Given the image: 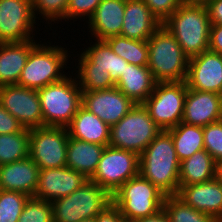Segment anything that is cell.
<instances>
[{"instance_id":"12","label":"cell","mask_w":222,"mask_h":222,"mask_svg":"<svg viewBox=\"0 0 222 222\" xmlns=\"http://www.w3.org/2000/svg\"><path fill=\"white\" fill-rule=\"evenodd\" d=\"M36 21L31 0H0V43L33 40Z\"/></svg>"},{"instance_id":"1","label":"cell","mask_w":222,"mask_h":222,"mask_svg":"<svg viewBox=\"0 0 222 222\" xmlns=\"http://www.w3.org/2000/svg\"><path fill=\"white\" fill-rule=\"evenodd\" d=\"M180 161L171 134L162 130L139 155V174L167 195L179 191Z\"/></svg>"},{"instance_id":"25","label":"cell","mask_w":222,"mask_h":222,"mask_svg":"<svg viewBox=\"0 0 222 222\" xmlns=\"http://www.w3.org/2000/svg\"><path fill=\"white\" fill-rule=\"evenodd\" d=\"M66 128L69 137L104 146L109 144L110 127L82 105Z\"/></svg>"},{"instance_id":"14","label":"cell","mask_w":222,"mask_h":222,"mask_svg":"<svg viewBox=\"0 0 222 222\" xmlns=\"http://www.w3.org/2000/svg\"><path fill=\"white\" fill-rule=\"evenodd\" d=\"M81 105L111 127L118 123L135 103L115 86L103 90L82 91Z\"/></svg>"},{"instance_id":"7","label":"cell","mask_w":222,"mask_h":222,"mask_svg":"<svg viewBox=\"0 0 222 222\" xmlns=\"http://www.w3.org/2000/svg\"><path fill=\"white\" fill-rule=\"evenodd\" d=\"M165 194L140 174L129 179L112 194V202L125 220L156 214L163 208Z\"/></svg>"},{"instance_id":"24","label":"cell","mask_w":222,"mask_h":222,"mask_svg":"<svg viewBox=\"0 0 222 222\" xmlns=\"http://www.w3.org/2000/svg\"><path fill=\"white\" fill-rule=\"evenodd\" d=\"M156 83L147 66L127 63L115 86L135 104H143L152 94Z\"/></svg>"},{"instance_id":"31","label":"cell","mask_w":222,"mask_h":222,"mask_svg":"<svg viewBox=\"0 0 222 222\" xmlns=\"http://www.w3.org/2000/svg\"><path fill=\"white\" fill-rule=\"evenodd\" d=\"M163 209L171 222H219L214 216L195 210L177 195L165 196Z\"/></svg>"},{"instance_id":"20","label":"cell","mask_w":222,"mask_h":222,"mask_svg":"<svg viewBox=\"0 0 222 222\" xmlns=\"http://www.w3.org/2000/svg\"><path fill=\"white\" fill-rule=\"evenodd\" d=\"M39 167L30 158L0 166V190L21 192L29 197L36 193Z\"/></svg>"},{"instance_id":"2","label":"cell","mask_w":222,"mask_h":222,"mask_svg":"<svg viewBox=\"0 0 222 222\" xmlns=\"http://www.w3.org/2000/svg\"><path fill=\"white\" fill-rule=\"evenodd\" d=\"M162 25L189 58L209 50L211 21L206 5L182 3Z\"/></svg>"},{"instance_id":"13","label":"cell","mask_w":222,"mask_h":222,"mask_svg":"<svg viewBox=\"0 0 222 222\" xmlns=\"http://www.w3.org/2000/svg\"><path fill=\"white\" fill-rule=\"evenodd\" d=\"M0 105L26 129L43 127L38 90L17 84L0 86Z\"/></svg>"},{"instance_id":"18","label":"cell","mask_w":222,"mask_h":222,"mask_svg":"<svg viewBox=\"0 0 222 222\" xmlns=\"http://www.w3.org/2000/svg\"><path fill=\"white\" fill-rule=\"evenodd\" d=\"M177 196L195 210L222 220V181L217 177L203 183L179 185Z\"/></svg>"},{"instance_id":"47","label":"cell","mask_w":222,"mask_h":222,"mask_svg":"<svg viewBox=\"0 0 222 222\" xmlns=\"http://www.w3.org/2000/svg\"><path fill=\"white\" fill-rule=\"evenodd\" d=\"M121 222H134V221L123 219Z\"/></svg>"},{"instance_id":"40","label":"cell","mask_w":222,"mask_h":222,"mask_svg":"<svg viewBox=\"0 0 222 222\" xmlns=\"http://www.w3.org/2000/svg\"><path fill=\"white\" fill-rule=\"evenodd\" d=\"M123 219L119 208L111 202L95 217V222H121Z\"/></svg>"},{"instance_id":"8","label":"cell","mask_w":222,"mask_h":222,"mask_svg":"<svg viewBox=\"0 0 222 222\" xmlns=\"http://www.w3.org/2000/svg\"><path fill=\"white\" fill-rule=\"evenodd\" d=\"M161 131L146 107L135 104L118 123L110 127L108 146L140 155Z\"/></svg>"},{"instance_id":"43","label":"cell","mask_w":222,"mask_h":222,"mask_svg":"<svg viewBox=\"0 0 222 222\" xmlns=\"http://www.w3.org/2000/svg\"><path fill=\"white\" fill-rule=\"evenodd\" d=\"M134 222H171L169 216L162 208L159 212H157L154 215L144 217L141 219H138Z\"/></svg>"},{"instance_id":"4","label":"cell","mask_w":222,"mask_h":222,"mask_svg":"<svg viewBox=\"0 0 222 222\" xmlns=\"http://www.w3.org/2000/svg\"><path fill=\"white\" fill-rule=\"evenodd\" d=\"M38 42L30 51L27 62L21 71L19 86L40 89L58 82L67 76L64 69L72 54L64 46ZM46 45H45V44ZM51 45V46H50ZM68 58V59H67Z\"/></svg>"},{"instance_id":"26","label":"cell","mask_w":222,"mask_h":222,"mask_svg":"<svg viewBox=\"0 0 222 222\" xmlns=\"http://www.w3.org/2000/svg\"><path fill=\"white\" fill-rule=\"evenodd\" d=\"M106 146L69 137L66 166L90 179L98 166Z\"/></svg>"},{"instance_id":"27","label":"cell","mask_w":222,"mask_h":222,"mask_svg":"<svg viewBox=\"0 0 222 222\" xmlns=\"http://www.w3.org/2000/svg\"><path fill=\"white\" fill-rule=\"evenodd\" d=\"M217 162L204 149L180 162L179 185L210 181L216 177Z\"/></svg>"},{"instance_id":"3","label":"cell","mask_w":222,"mask_h":222,"mask_svg":"<svg viewBox=\"0 0 222 222\" xmlns=\"http://www.w3.org/2000/svg\"><path fill=\"white\" fill-rule=\"evenodd\" d=\"M148 41V65L155 81H186L189 57L175 37L161 25Z\"/></svg>"},{"instance_id":"16","label":"cell","mask_w":222,"mask_h":222,"mask_svg":"<svg viewBox=\"0 0 222 222\" xmlns=\"http://www.w3.org/2000/svg\"><path fill=\"white\" fill-rule=\"evenodd\" d=\"M87 180L83 174L67 166L41 169L34 197L52 202L73 193Z\"/></svg>"},{"instance_id":"11","label":"cell","mask_w":222,"mask_h":222,"mask_svg":"<svg viewBox=\"0 0 222 222\" xmlns=\"http://www.w3.org/2000/svg\"><path fill=\"white\" fill-rule=\"evenodd\" d=\"M69 133L66 127L29 129V157L39 169L66 167Z\"/></svg>"},{"instance_id":"36","label":"cell","mask_w":222,"mask_h":222,"mask_svg":"<svg viewBox=\"0 0 222 222\" xmlns=\"http://www.w3.org/2000/svg\"><path fill=\"white\" fill-rule=\"evenodd\" d=\"M204 148L216 162L222 159V120L203 127Z\"/></svg>"},{"instance_id":"32","label":"cell","mask_w":222,"mask_h":222,"mask_svg":"<svg viewBox=\"0 0 222 222\" xmlns=\"http://www.w3.org/2000/svg\"><path fill=\"white\" fill-rule=\"evenodd\" d=\"M78 69V70H77ZM76 76L81 91H96L115 87L110 72L102 68H76Z\"/></svg>"},{"instance_id":"46","label":"cell","mask_w":222,"mask_h":222,"mask_svg":"<svg viewBox=\"0 0 222 222\" xmlns=\"http://www.w3.org/2000/svg\"><path fill=\"white\" fill-rule=\"evenodd\" d=\"M80 222H95V218L84 219V220H81Z\"/></svg>"},{"instance_id":"15","label":"cell","mask_w":222,"mask_h":222,"mask_svg":"<svg viewBox=\"0 0 222 222\" xmlns=\"http://www.w3.org/2000/svg\"><path fill=\"white\" fill-rule=\"evenodd\" d=\"M186 83L189 89L222 95V55L207 50L189 58Z\"/></svg>"},{"instance_id":"28","label":"cell","mask_w":222,"mask_h":222,"mask_svg":"<svg viewBox=\"0 0 222 222\" xmlns=\"http://www.w3.org/2000/svg\"><path fill=\"white\" fill-rule=\"evenodd\" d=\"M173 139L176 155L181 162L195 152L204 150L203 127L180 122L167 130Z\"/></svg>"},{"instance_id":"10","label":"cell","mask_w":222,"mask_h":222,"mask_svg":"<svg viewBox=\"0 0 222 222\" xmlns=\"http://www.w3.org/2000/svg\"><path fill=\"white\" fill-rule=\"evenodd\" d=\"M138 174L139 155L132 151L106 146L90 179L112 195Z\"/></svg>"},{"instance_id":"33","label":"cell","mask_w":222,"mask_h":222,"mask_svg":"<svg viewBox=\"0 0 222 222\" xmlns=\"http://www.w3.org/2000/svg\"><path fill=\"white\" fill-rule=\"evenodd\" d=\"M28 199L21 192L0 190V222H18Z\"/></svg>"},{"instance_id":"44","label":"cell","mask_w":222,"mask_h":222,"mask_svg":"<svg viewBox=\"0 0 222 222\" xmlns=\"http://www.w3.org/2000/svg\"><path fill=\"white\" fill-rule=\"evenodd\" d=\"M209 0H181L183 4L206 5Z\"/></svg>"},{"instance_id":"42","label":"cell","mask_w":222,"mask_h":222,"mask_svg":"<svg viewBox=\"0 0 222 222\" xmlns=\"http://www.w3.org/2000/svg\"><path fill=\"white\" fill-rule=\"evenodd\" d=\"M206 7L211 24H222V0H209Z\"/></svg>"},{"instance_id":"29","label":"cell","mask_w":222,"mask_h":222,"mask_svg":"<svg viewBox=\"0 0 222 222\" xmlns=\"http://www.w3.org/2000/svg\"><path fill=\"white\" fill-rule=\"evenodd\" d=\"M111 50L127 61V63L148 65V41L130 39L123 36H113L105 40Z\"/></svg>"},{"instance_id":"17","label":"cell","mask_w":222,"mask_h":222,"mask_svg":"<svg viewBox=\"0 0 222 222\" xmlns=\"http://www.w3.org/2000/svg\"><path fill=\"white\" fill-rule=\"evenodd\" d=\"M220 120H222V95L188 88L182 122L205 127Z\"/></svg>"},{"instance_id":"23","label":"cell","mask_w":222,"mask_h":222,"mask_svg":"<svg viewBox=\"0 0 222 222\" xmlns=\"http://www.w3.org/2000/svg\"><path fill=\"white\" fill-rule=\"evenodd\" d=\"M37 40L0 43V86L18 84L29 53Z\"/></svg>"},{"instance_id":"35","label":"cell","mask_w":222,"mask_h":222,"mask_svg":"<svg viewBox=\"0 0 222 222\" xmlns=\"http://www.w3.org/2000/svg\"><path fill=\"white\" fill-rule=\"evenodd\" d=\"M18 222H53L51 202L29 197Z\"/></svg>"},{"instance_id":"9","label":"cell","mask_w":222,"mask_h":222,"mask_svg":"<svg viewBox=\"0 0 222 222\" xmlns=\"http://www.w3.org/2000/svg\"><path fill=\"white\" fill-rule=\"evenodd\" d=\"M187 90L186 81L158 82L143 103L150 117L162 130L182 122Z\"/></svg>"},{"instance_id":"6","label":"cell","mask_w":222,"mask_h":222,"mask_svg":"<svg viewBox=\"0 0 222 222\" xmlns=\"http://www.w3.org/2000/svg\"><path fill=\"white\" fill-rule=\"evenodd\" d=\"M112 202V195L88 179L73 193L51 202L53 222H80L95 218Z\"/></svg>"},{"instance_id":"37","label":"cell","mask_w":222,"mask_h":222,"mask_svg":"<svg viewBox=\"0 0 222 222\" xmlns=\"http://www.w3.org/2000/svg\"><path fill=\"white\" fill-rule=\"evenodd\" d=\"M101 1L102 0H69L66 9V22L70 19L73 20L74 23L75 19L81 20L82 17V19H84L83 21L87 18L89 20Z\"/></svg>"},{"instance_id":"41","label":"cell","mask_w":222,"mask_h":222,"mask_svg":"<svg viewBox=\"0 0 222 222\" xmlns=\"http://www.w3.org/2000/svg\"><path fill=\"white\" fill-rule=\"evenodd\" d=\"M209 50L222 55V24H211Z\"/></svg>"},{"instance_id":"30","label":"cell","mask_w":222,"mask_h":222,"mask_svg":"<svg viewBox=\"0 0 222 222\" xmlns=\"http://www.w3.org/2000/svg\"><path fill=\"white\" fill-rule=\"evenodd\" d=\"M29 157V129L0 134V166Z\"/></svg>"},{"instance_id":"19","label":"cell","mask_w":222,"mask_h":222,"mask_svg":"<svg viewBox=\"0 0 222 222\" xmlns=\"http://www.w3.org/2000/svg\"><path fill=\"white\" fill-rule=\"evenodd\" d=\"M126 0H102L89 20L88 32L93 40L106 39L121 34Z\"/></svg>"},{"instance_id":"5","label":"cell","mask_w":222,"mask_h":222,"mask_svg":"<svg viewBox=\"0 0 222 222\" xmlns=\"http://www.w3.org/2000/svg\"><path fill=\"white\" fill-rule=\"evenodd\" d=\"M66 74L62 80L38 89L43 126L67 127L82 104L76 77Z\"/></svg>"},{"instance_id":"34","label":"cell","mask_w":222,"mask_h":222,"mask_svg":"<svg viewBox=\"0 0 222 222\" xmlns=\"http://www.w3.org/2000/svg\"><path fill=\"white\" fill-rule=\"evenodd\" d=\"M68 2L69 0H31L35 18L39 17L38 20L43 21L45 19L47 24H51L52 22L58 23L56 21L62 22V20L66 22ZM40 17L43 19H40Z\"/></svg>"},{"instance_id":"22","label":"cell","mask_w":222,"mask_h":222,"mask_svg":"<svg viewBox=\"0 0 222 222\" xmlns=\"http://www.w3.org/2000/svg\"><path fill=\"white\" fill-rule=\"evenodd\" d=\"M90 46L73 57H78L76 68H102L108 70L112 81L116 84L125 70L127 61L115 54L105 41L94 40ZM93 43V44H92Z\"/></svg>"},{"instance_id":"21","label":"cell","mask_w":222,"mask_h":222,"mask_svg":"<svg viewBox=\"0 0 222 222\" xmlns=\"http://www.w3.org/2000/svg\"><path fill=\"white\" fill-rule=\"evenodd\" d=\"M161 25L143 0H126L120 36L148 40Z\"/></svg>"},{"instance_id":"39","label":"cell","mask_w":222,"mask_h":222,"mask_svg":"<svg viewBox=\"0 0 222 222\" xmlns=\"http://www.w3.org/2000/svg\"><path fill=\"white\" fill-rule=\"evenodd\" d=\"M23 128L19 121L0 105V134L17 133Z\"/></svg>"},{"instance_id":"45","label":"cell","mask_w":222,"mask_h":222,"mask_svg":"<svg viewBox=\"0 0 222 222\" xmlns=\"http://www.w3.org/2000/svg\"><path fill=\"white\" fill-rule=\"evenodd\" d=\"M216 177L222 181V159L217 162L216 165Z\"/></svg>"},{"instance_id":"38","label":"cell","mask_w":222,"mask_h":222,"mask_svg":"<svg viewBox=\"0 0 222 222\" xmlns=\"http://www.w3.org/2000/svg\"><path fill=\"white\" fill-rule=\"evenodd\" d=\"M152 14L163 23L182 3L181 0H143Z\"/></svg>"}]
</instances>
